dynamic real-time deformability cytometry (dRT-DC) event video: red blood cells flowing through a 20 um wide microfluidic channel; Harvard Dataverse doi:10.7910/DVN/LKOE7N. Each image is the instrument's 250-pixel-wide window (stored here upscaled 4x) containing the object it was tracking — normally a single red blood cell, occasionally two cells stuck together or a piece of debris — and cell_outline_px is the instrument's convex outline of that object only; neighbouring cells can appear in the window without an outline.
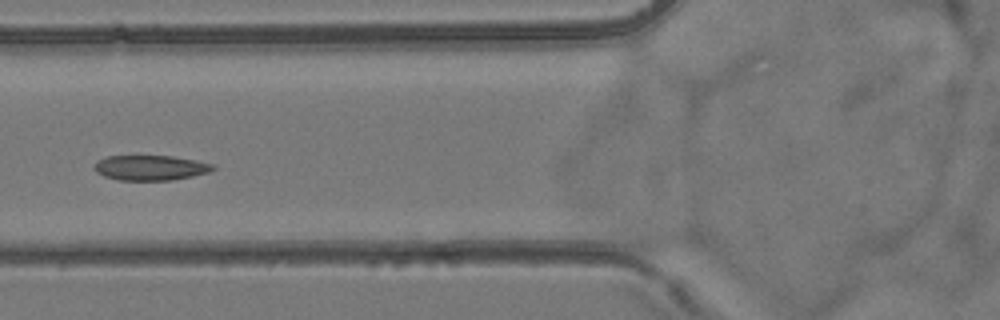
{"species": "common noctule bat (a hibernating species)", "species_latin": "Nyctalus noctula", "temperature_condition": "room temperature", "stored_images_in_passage": 6, "camera_frame_rate_fps": 3000, "um_per_image_px": 0.085, "animal": {"sex": "female", "body_mass_g": 24.6, "forearm_length_mm": 56.2}, "frame": {"image": 1, "passage_image": 5, "time_ms": 5.667, "image_size_px": [1000, 320], "cell_outline_px": [[216, 168], [208, 172], [192, 176], [172, 180], [120, 180], [104, 176], [96, 172], [92, 168], [96, 160], [108, 156], [172, 156], [196, 160], [216, 164]], "centroid_in_image_um": [12.78, 14.25], "position_along_channel_um": 113.0, "area_um2": 17.46}}
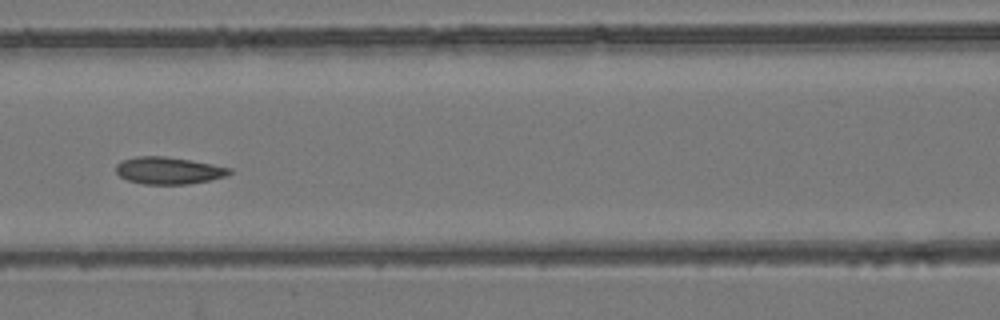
{"frame": {"image": 2, "passage_image": 6, "time_ms": 6.667, "image_size_px": [1000, 320], "cell_outline_px": [[232, 172], [224, 176], [208, 180], [188, 184], [144, 184], [128, 180], [120, 176], [116, 172], [116, 164], [124, 160], [136, 156], [164, 156], [192, 160], [232, 168]], "centroid_in_image_um": [14.32, 14.49], "position_along_channel_um": 152.3, "area_um2": 17.8}}